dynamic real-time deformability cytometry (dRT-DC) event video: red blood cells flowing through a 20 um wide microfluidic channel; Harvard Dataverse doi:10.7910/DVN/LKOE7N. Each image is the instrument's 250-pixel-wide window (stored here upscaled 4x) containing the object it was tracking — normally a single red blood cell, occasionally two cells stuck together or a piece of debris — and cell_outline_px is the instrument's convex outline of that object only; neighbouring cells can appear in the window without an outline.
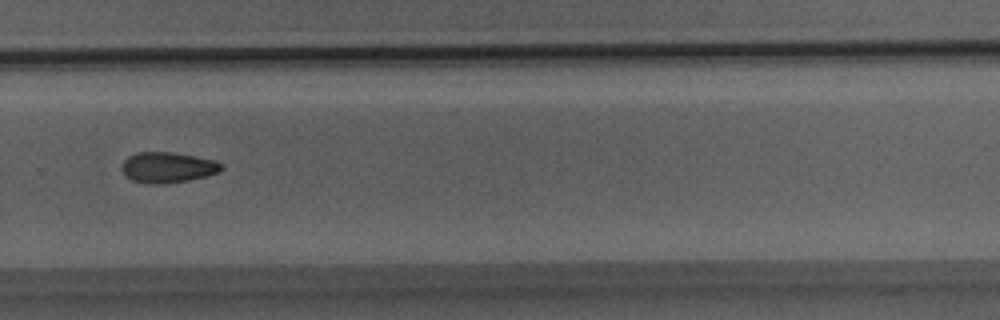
{"species": "Egyptian fruit bat (a non-hibernating species)", "species_latin": "Rousettus aegyptiacus", "temperature_condition": "room temperature", "stored_images_in_passage": 30, "camera_frame_rate_fps": 3000, "um_per_image_px": 0.085, "animal": {"sex": "male"}, "frame": {"image": 1, "passage_image": 25, "time_ms": 8.0, "image_size_px": [1000, 320], "cell_outline_px": [[224, 168], [220, 172], [188, 180], [164, 184], [148, 184], [132, 180], [124, 176], [120, 168], [124, 160], [128, 156], [136, 152], [172, 152], [216, 160], [224, 164]], "centroid_in_image_um": [14.24, 14.23], "position_along_channel_um": 315.6, "area_um2": 18.03}}